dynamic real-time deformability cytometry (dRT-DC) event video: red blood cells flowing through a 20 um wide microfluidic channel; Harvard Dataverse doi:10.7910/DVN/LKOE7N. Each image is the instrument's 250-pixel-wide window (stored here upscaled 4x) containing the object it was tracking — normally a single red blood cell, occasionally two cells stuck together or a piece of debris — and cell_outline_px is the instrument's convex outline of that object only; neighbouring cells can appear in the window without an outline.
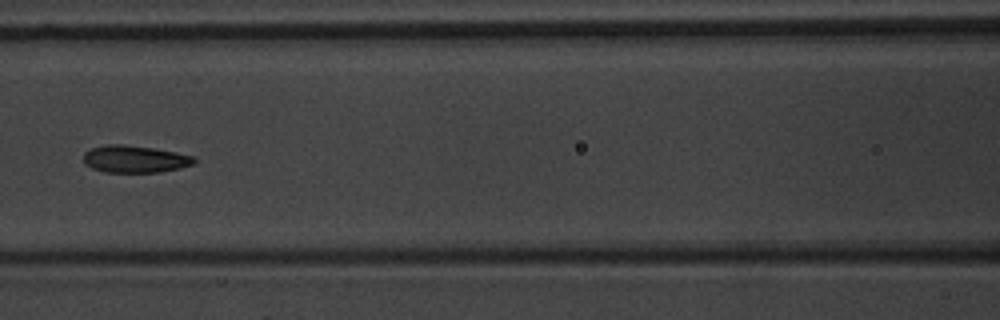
{"species": "common noctule bat (a hibernating species)", "species_latin": "Nyctalus noctula", "temperature_condition": "warm", "stored_images_in_passage": 6, "camera_frame_rate_fps": 3000, "um_per_image_px": 0.085, "animal": {"sex": "male", "body_mass_g": 20.1, "forearm_length_mm": 53.5}, "frame": {"image": 1, "passage_image": 6, "time_ms": 7.0, "image_size_px": [1000, 320], "cell_outline_px": [[196, 160], [192, 164], [180, 168], [160, 172], [104, 172], [92, 168], [84, 164], [84, 152], [92, 148], [108, 144], [124, 144], [152, 148], [176, 152], [196, 156]], "centroid_in_image_um": [11.46, 13.52], "position_along_channel_um": 155.1, "area_um2": 17.57}}